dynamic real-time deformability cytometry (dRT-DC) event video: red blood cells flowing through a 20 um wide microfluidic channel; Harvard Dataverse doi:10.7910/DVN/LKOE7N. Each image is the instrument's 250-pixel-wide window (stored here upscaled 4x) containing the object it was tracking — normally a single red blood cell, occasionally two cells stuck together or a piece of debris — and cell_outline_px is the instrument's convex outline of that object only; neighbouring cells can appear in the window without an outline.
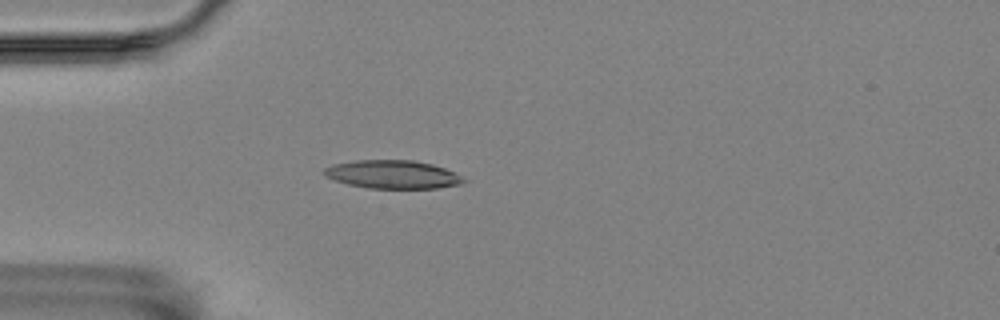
{"species": "Egyptian fruit bat (a non-hibernating species)", "species_latin": "Rousettus aegyptiacus", "temperature_condition": "room temperature", "stored_images_in_passage": 44, "camera_frame_rate_fps": 3000, "um_per_image_px": 0.085, "animal": {"sex": "female"}, "frame": {"image": 1, "passage_image": 3, "time_ms": 0.667, "image_size_px": [1000, 320], "cell_outline_px": [[468, 180], [464, 184], [436, 188], [368, 188], [348, 184], [324, 176], [324, 168], [332, 164], [356, 160], [412, 160], [432, 164], [444, 168]], "centroid_in_image_um": [33.38, 14.82], "position_along_channel_um": 51.6, "area_um2": 22.95}}
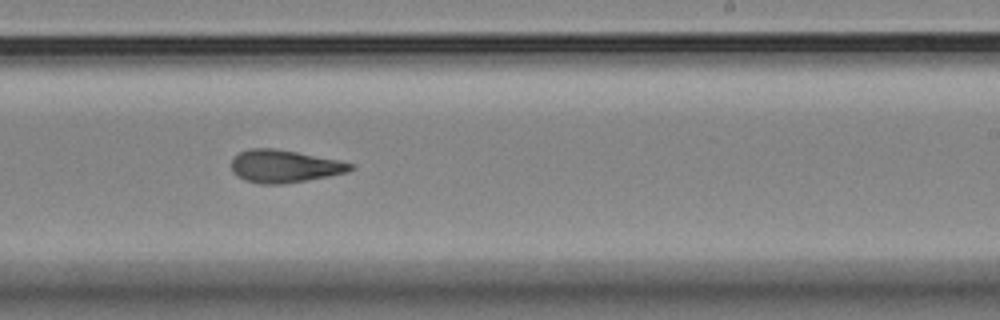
{"frame": {"image": 2, "passage_image": 22, "time_ms": 7.0, "image_size_px": [1000, 320], "cell_outline_px": [[356, 168], [348, 172], [328, 176], [280, 184], [260, 184], [244, 180], [236, 176], [232, 172], [232, 160], [240, 152], [252, 148], [272, 148], [296, 152], [340, 160], [352, 164]], "centroid_in_image_um": [24.17, 14.13], "position_along_channel_um": 264.8, "area_um2": 22.48}}
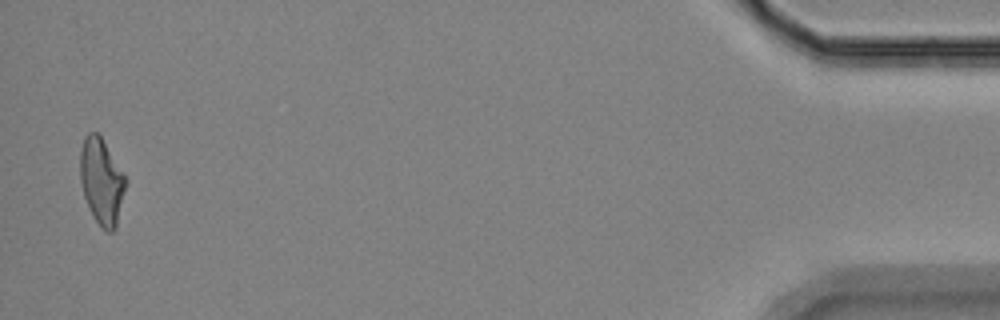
{"frame": {"image": 3, "passage_image": 43, "time_ms": 14.0, "image_size_px": [1000, 320], "cell_outline_px": [[128, 180], [116, 228], [112, 232], [108, 232], [92, 216], [84, 196], [80, 180], [80, 152], [84, 136], [88, 132], [96, 132], [100, 136]], "centroid_in_image_um": [8.64, 15.42], "position_along_channel_um": 426.6, "area_um2": 22.77}, "authors_computed_cell_mechanics": {"area_um2": 22.6576, "velocity_mm_per_s": 3.5119, "shape_relaxation_time_tau1_ms": null, "shape_relaxation_time_tau2_ms": 3.5157, "deformation_change_tau1": null, "deformation_change_tau2": 0.1262}}